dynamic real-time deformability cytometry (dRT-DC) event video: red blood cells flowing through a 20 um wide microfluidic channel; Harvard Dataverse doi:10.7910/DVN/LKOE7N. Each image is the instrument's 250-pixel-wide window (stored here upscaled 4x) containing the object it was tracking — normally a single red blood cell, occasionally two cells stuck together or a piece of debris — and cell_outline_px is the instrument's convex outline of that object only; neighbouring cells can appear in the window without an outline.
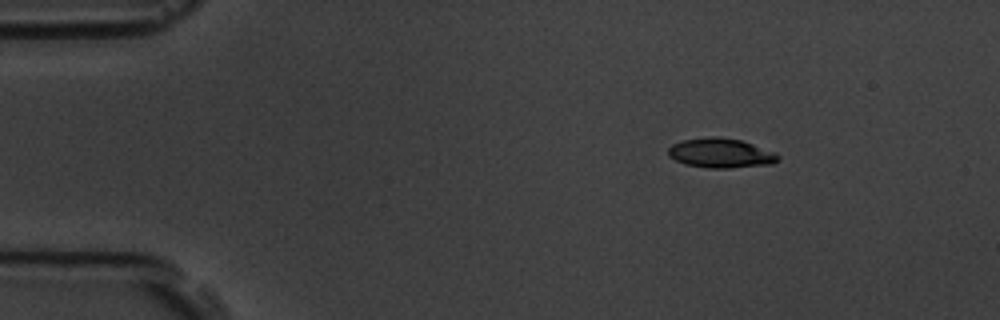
{"species": "common noctule bat (a hibernating species)", "species_latin": "Nyctalus noctula", "temperature_condition": "room temperature", "stored_images_in_passage": 6, "segment_of_instrument_passage": [2, 2], "camera_frame_rate_fps": 3000, "um_per_image_px": 0.085, "animal": {"sex": "male", "body_mass_g": 19.5, "forearm_length_mm": 54.6}, "frame": {"image": 1, "passage_image": 6, "time_ms": 6.667, "image_size_px": [1000, 320], "cell_outline_px": [[780, 160], [772, 164], [728, 168], [708, 168], [684, 164], [668, 156], [668, 148], [672, 144], [684, 140], [712, 136], [716, 136], [740, 140], [776, 152], [780, 156]], "centroid_in_image_um": [61.28, 13.02], "position_along_channel_um": 23.7, "area_um2": 18.96}}